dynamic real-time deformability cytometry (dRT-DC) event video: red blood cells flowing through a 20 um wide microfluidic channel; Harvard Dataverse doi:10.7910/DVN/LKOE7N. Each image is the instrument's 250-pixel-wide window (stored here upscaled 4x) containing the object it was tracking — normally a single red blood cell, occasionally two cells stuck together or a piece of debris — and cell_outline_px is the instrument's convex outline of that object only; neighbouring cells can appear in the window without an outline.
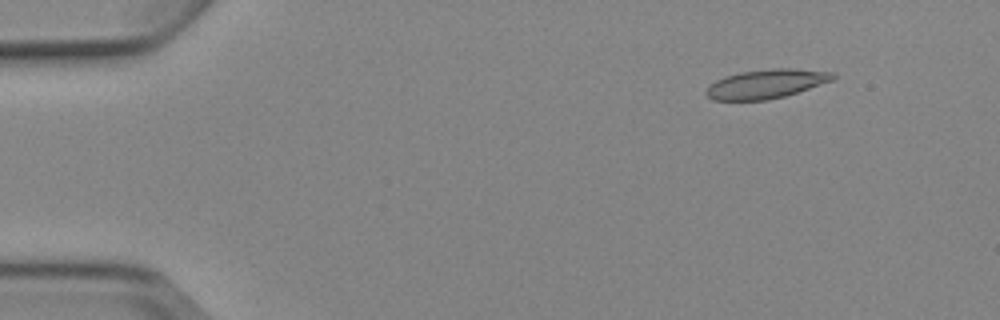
{"species": "Egyptian fruit bat (a non-hibernating species)", "species_latin": "Rousettus aegyptiacus", "temperature_condition": "cold", "stored_images_in_passage": 5, "camera_frame_rate_fps": 3000, "um_per_image_px": 0.085, "animal": {"sex": "female"}, "frame": {"image": 1, "passage_image": 2, "time_ms": 1.333, "image_size_px": [1000, 320], "cell_outline_px": [[836, 76], [832, 80], [784, 96], [768, 100], [712, 100], [704, 92], [716, 80], [724, 76], [740, 72], [772, 68], [792, 68], [836, 72]], "centroid_in_image_um": [65.13, 7.12], "position_along_channel_um": 19.9, "area_um2": 21.33}}
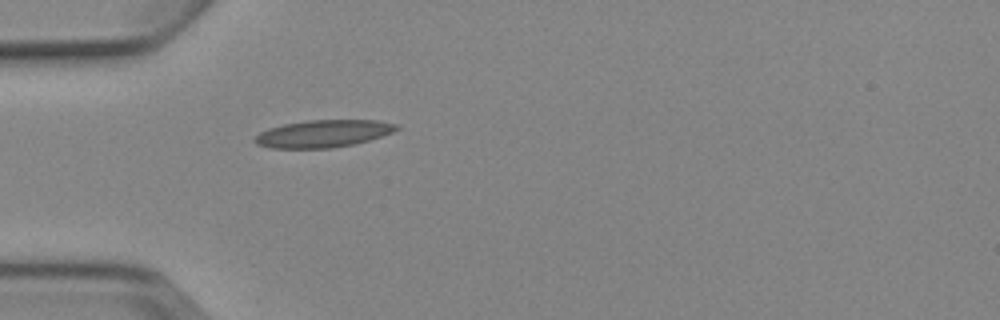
{"frame": {"image": 2, "passage_image": 5, "time_ms": 4.667, "image_size_px": [1000, 320], "cell_outline_px": [[400, 128], [392, 132], [368, 140], [352, 144], [332, 148], [268, 148], [256, 144], [252, 140], [260, 132], [268, 128], [284, 124], [308, 120], [376, 120], [400, 124]], "centroid_in_image_um": [27.45, 11.35], "position_along_channel_um": 57.5, "area_um2": 22.6}}